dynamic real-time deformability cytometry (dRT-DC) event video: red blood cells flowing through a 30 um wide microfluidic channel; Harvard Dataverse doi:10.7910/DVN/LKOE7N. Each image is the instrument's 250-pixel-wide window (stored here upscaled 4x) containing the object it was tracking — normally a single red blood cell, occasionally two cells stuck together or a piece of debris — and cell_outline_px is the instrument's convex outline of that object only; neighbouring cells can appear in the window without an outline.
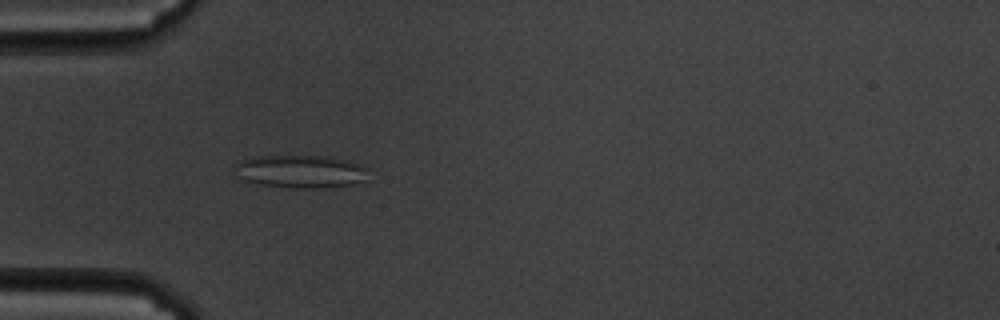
{"species": "common noctule bat (a hibernating species)", "species_latin": "Nyctalus noctula", "temperature_condition": "cold", "stored_images_in_passage": 58, "camera_frame_rate_fps": 3000, "um_per_image_px": 0.085, "animal": {"sex": "male", "body_mass_g": 19.5, "forearm_length_mm": 54.6}, "frame": {"image": 1, "passage_image": 17, "time_ms": 5.333, "image_size_px": [1000, 320], "cell_outline_px": [[364, 180], [352, 184], [320, 188], [296, 188], [260, 184], [244, 180], [240, 176], [236, 164], [240, 160], [256, 156], [328, 156], [348, 160], [360, 164], [364, 168]], "centroid_in_image_um": [25.54, 14.56], "position_along_channel_um": 59.5, "area_um2": 25.09}}
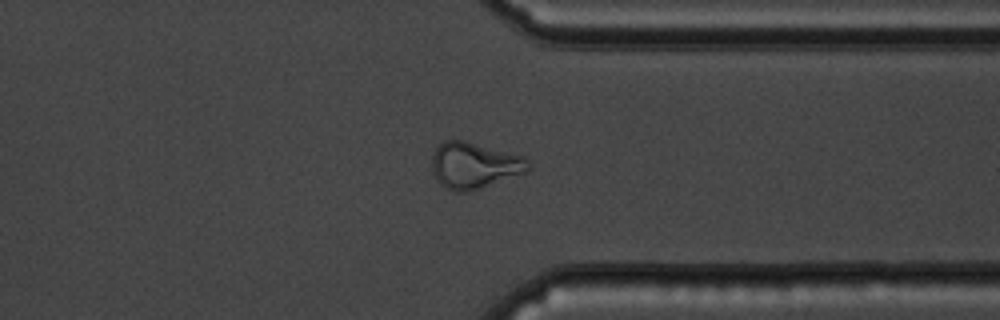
{"frame": {"image": 2, "passage_image": 45, "time_ms": 14.667, "image_size_px": [1000, 320], "cell_outline_px": [[532, 168], [528, 172], [480, 188], [464, 192], [452, 192], [444, 188], [436, 180], [432, 172], [432, 156], [436, 148], [444, 140], [464, 140], [524, 156], [528, 160]], "centroid_in_image_um": [40.31, 14.07], "position_along_channel_um": 371.1, "area_um2": 26.24}}
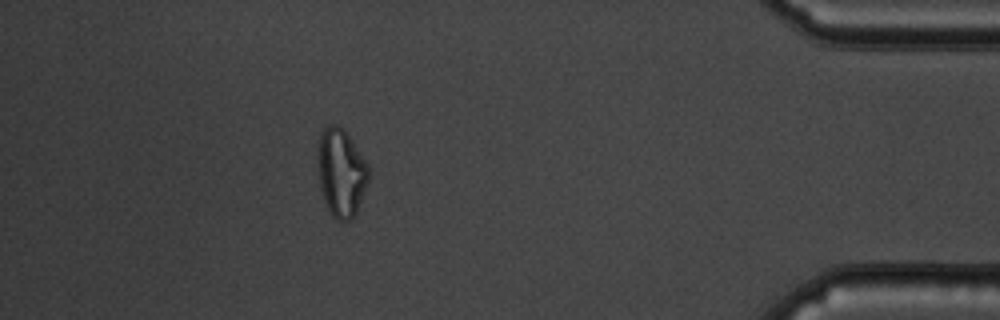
{"frame": {"image": 3, "passage_image": 52, "time_ms": 17.0, "image_size_px": [1000, 320], "cell_outline_px": [[372, 168], [368, 180], [356, 212], [348, 220], [336, 220], [332, 216], [324, 200], [320, 184], [320, 132], [328, 124], [336, 124], [344, 128]], "centroid_in_image_um": [29.05, 14.63], "position_along_channel_um": 406.1, "area_um2": 25.66}, "authors_computed_cell_mechanics": {"area_um2": 25.0563, "velocity_mm_per_s": 3.3979, "shape_relaxation_time_tau1_ms": null, "shape_relaxation_time_tau2_ms": 2.7315, "deformation_change_tau1": null, "deformation_change_tau2": 0.105}}